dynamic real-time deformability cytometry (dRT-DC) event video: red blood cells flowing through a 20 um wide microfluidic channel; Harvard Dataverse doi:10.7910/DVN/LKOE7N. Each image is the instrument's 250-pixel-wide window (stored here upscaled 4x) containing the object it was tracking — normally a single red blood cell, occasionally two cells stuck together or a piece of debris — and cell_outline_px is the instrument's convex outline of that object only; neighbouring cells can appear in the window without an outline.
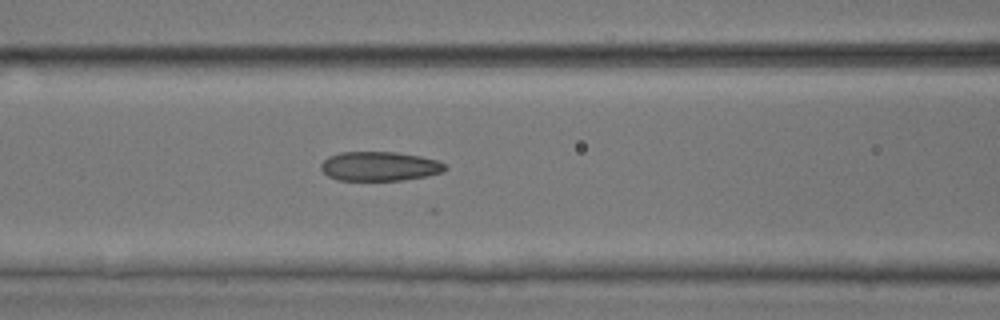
{"species": "common noctule bat (a hibernating species)", "species_latin": "Nyctalus noctula", "temperature_condition": "room temperature", "stored_images_in_passage": 26, "camera_frame_rate_fps": 3000, "um_per_image_px": 0.085, "animal": {"sex": "male", "body_mass_g": 17.9, "forearm_length_mm": 54.2}, "frame": {"image": 1, "passage_image": 22, "time_ms": 7.0, "image_size_px": [1000, 320], "cell_outline_px": [[448, 168], [444, 172], [428, 176], [404, 180], [336, 180], [328, 176], [320, 168], [320, 164], [328, 156], [340, 152], [396, 152], [420, 156], [436, 160], [444, 164]], "centroid_in_image_um": [32.26, 14.13], "position_along_channel_um": 134.3, "area_um2": 21.33}}
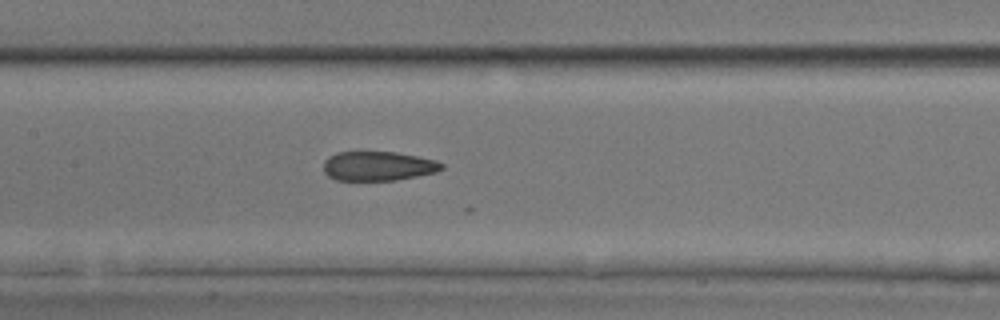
{"frame": {"image": 2, "passage_image": 25, "time_ms": 8.0, "image_size_px": [1000, 320], "cell_outline_px": [[444, 168], [436, 172], [396, 180], [336, 180], [328, 176], [324, 172], [324, 160], [328, 156], [336, 152], [396, 152], [420, 156], [436, 160], [444, 164]], "centroid_in_image_um": [32.15, 14.11], "position_along_channel_um": 175.3, "area_um2": 20.35}}